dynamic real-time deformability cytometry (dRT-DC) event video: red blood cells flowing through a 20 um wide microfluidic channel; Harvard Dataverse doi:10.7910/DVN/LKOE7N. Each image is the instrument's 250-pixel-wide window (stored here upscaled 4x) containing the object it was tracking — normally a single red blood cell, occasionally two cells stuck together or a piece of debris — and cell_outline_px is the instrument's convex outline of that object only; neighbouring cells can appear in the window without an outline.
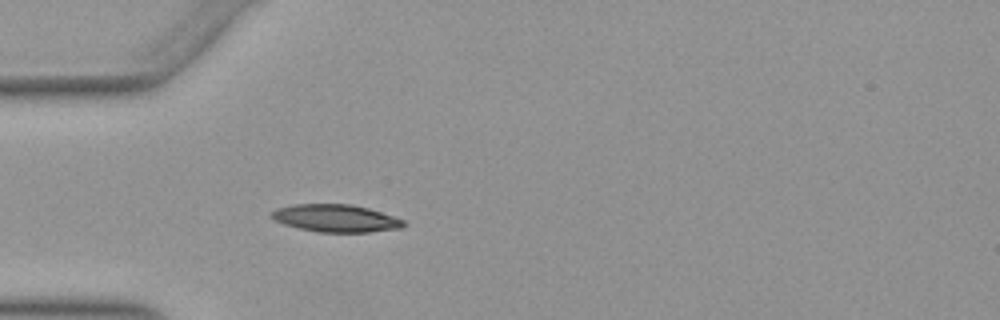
{"species": "Egyptian fruit bat (a non-hibernating species)", "species_latin": "Rousettus aegyptiacus", "temperature_condition": "warm", "stored_images_in_passage": 39, "camera_frame_rate_fps": 3000, "um_per_image_px": 0.085, "animal": {"sex": "female"}, "frame": {"image": 1, "passage_image": 3, "time_ms": 0.667, "image_size_px": [1000, 320], "cell_outline_px": [[404, 224], [400, 228], [368, 232], [320, 232], [300, 228], [284, 224], [268, 216], [268, 212], [276, 208], [292, 204], [352, 204], [368, 208], [404, 220]], "centroid_in_image_um": [28.47, 18.54], "position_along_channel_um": 56.5, "area_um2": 21.1}}
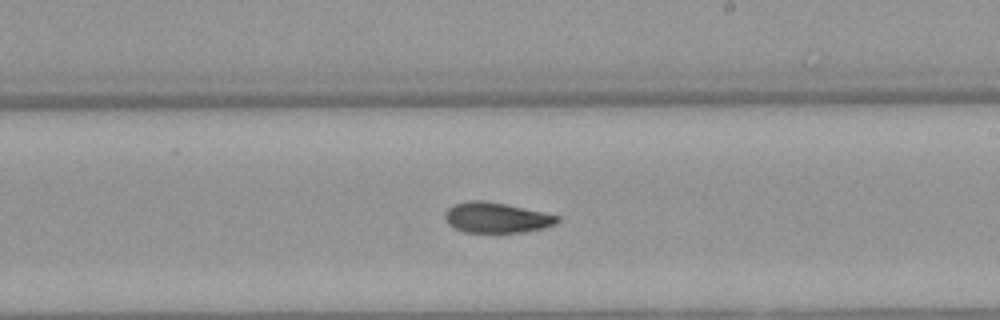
{"frame": {"image": 2, "passage_image": 18, "time_ms": 5.667, "image_size_px": [1000, 320], "cell_outline_px": [[560, 220], [556, 224], [544, 228], [524, 232], [464, 232], [452, 228], [444, 220], [444, 212], [448, 208], [456, 204], [468, 200], [484, 200], [544, 212], [560, 216]], "centroid_in_image_um": [42.18, 18.5], "position_along_channel_um": 246.8, "area_um2": 20.06}}
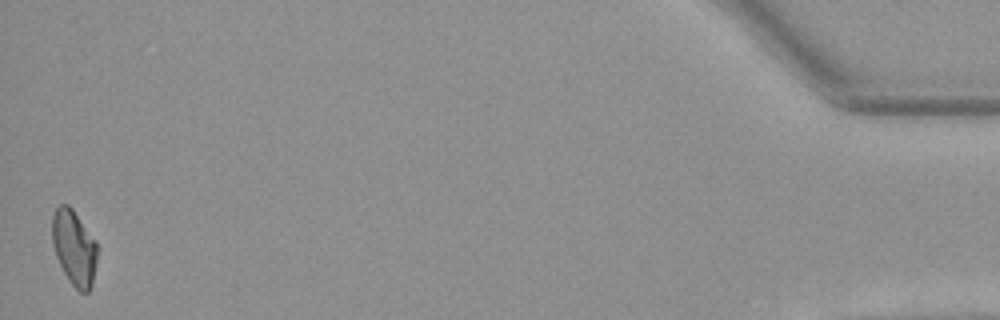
{"frame": {"image": 3, "passage_image": 39, "time_ms": 12.667, "image_size_px": [1000, 320], "cell_outline_px": [[100, 248], [92, 284], [88, 292], [80, 292], [68, 280], [56, 256], [52, 244], [52, 216], [56, 208], [60, 204], [68, 204], [72, 208], [96, 240]], "centroid_in_image_um": [6.33, 21.04], "position_along_channel_um": 428.9, "area_um2": 20.11}, "authors_computed_cell_mechanics": {"area_um2": 20.1144, "velocity_mm_per_s": 3.9434, "shape_relaxation_time_tau1_ms": 6.0301, "shape_relaxation_time_tau2_ms": 6.2, "deformation_change_tau1": 0.2002, "deformation_change_tau2": 0.1252}}